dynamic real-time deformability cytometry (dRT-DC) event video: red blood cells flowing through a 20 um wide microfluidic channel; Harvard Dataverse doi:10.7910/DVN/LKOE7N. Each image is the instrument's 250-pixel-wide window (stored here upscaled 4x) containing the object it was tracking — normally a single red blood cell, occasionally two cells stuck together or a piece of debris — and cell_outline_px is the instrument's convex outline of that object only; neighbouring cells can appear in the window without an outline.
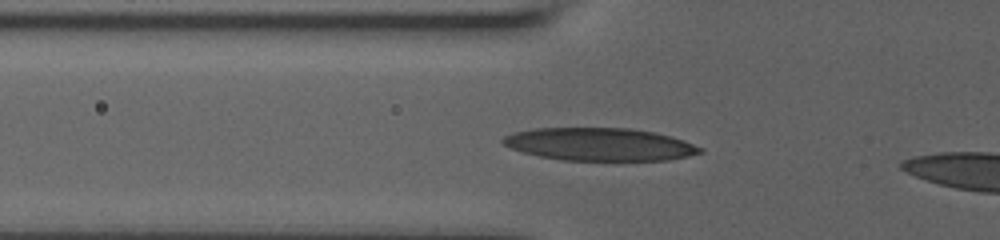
{"species": "human", "species_latin": "Homo sapiens", "temperature_condition": "room temperature", "stored_images_in_passage": 5, "camera_frame_rate_fps": 3000, "um_per_image_px": 0.085, "donor": {"sex": "male"}, "frame": {"image": 1, "passage_image": 2, "time_ms": 0.667, "image_size_px": [1000, 240], "cell_outline_px": [[704, 152], [688, 156], [668, 160], [560, 160], [540, 156], [524, 152], [512, 148], [504, 144], [500, 140], [504, 136], [512, 132], [532, 128], [632, 128], [656, 132], [672, 136], [684, 140], [704, 148]], "centroid_in_image_um": [51.0, 12.26], "position_along_channel_um": 74.8, "area_um2": 37.86}}